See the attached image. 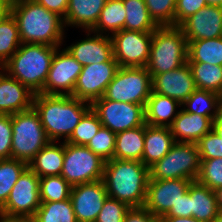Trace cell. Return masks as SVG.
Here are the masks:
<instances>
[{"label":"cell","instance_id":"cell-40","mask_svg":"<svg viewBox=\"0 0 222 222\" xmlns=\"http://www.w3.org/2000/svg\"><path fill=\"white\" fill-rule=\"evenodd\" d=\"M197 181L213 191L222 187V158L200 159Z\"/></svg>","mask_w":222,"mask_h":222},{"label":"cell","instance_id":"cell-9","mask_svg":"<svg viewBox=\"0 0 222 222\" xmlns=\"http://www.w3.org/2000/svg\"><path fill=\"white\" fill-rule=\"evenodd\" d=\"M105 160L87 146L64 142V162L61 176L71 185L102 180Z\"/></svg>","mask_w":222,"mask_h":222},{"label":"cell","instance_id":"cell-19","mask_svg":"<svg viewBox=\"0 0 222 222\" xmlns=\"http://www.w3.org/2000/svg\"><path fill=\"white\" fill-rule=\"evenodd\" d=\"M179 27L187 41L222 37V7L206 5Z\"/></svg>","mask_w":222,"mask_h":222},{"label":"cell","instance_id":"cell-28","mask_svg":"<svg viewBox=\"0 0 222 222\" xmlns=\"http://www.w3.org/2000/svg\"><path fill=\"white\" fill-rule=\"evenodd\" d=\"M182 109L215 120L222 109V96L212 91L196 89L182 104Z\"/></svg>","mask_w":222,"mask_h":222},{"label":"cell","instance_id":"cell-34","mask_svg":"<svg viewBox=\"0 0 222 222\" xmlns=\"http://www.w3.org/2000/svg\"><path fill=\"white\" fill-rule=\"evenodd\" d=\"M21 44L16 20L10 14L0 23V68L18 50Z\"/></svg>","mask_w":222,"mask_h":222},{"label":"cell","instance_id":"cell-15","mask_svg":"<svg viewBox=\"0 0 222 222\" xmlns=\"http://www.w3.org/2000/svg\"><path fill=\"white\" fill-rule=\"evenodd\" d=\"M192 180L149 178L144 207L160 219L166 215L181 196L188 191Z\"/></svg>","mask_w":222,"mask_h":222},{"label":"cell","instance_id":"cell-37","mask_svg":"<svg viewBox=\"0 0 222 222\" xmlns=\"http://www.w3.org/2000/svg\"><path fill=\"white\" fill-rule=\"evenodd\" d=\"M101 126L102 123L97 114L90 108L83 115L79 124L75 127L74 132L66 142L78 146H87Z\"/></svg>","mask_w":222,"mask_h":222},{"label":"cell","instance_id":"cell-8","mask_svg":"<svg viewBox=\"0 0 222 222\" xmlns=\"http://www.w3.org/2000/svg\"><path fill=\"white\" fill-rule=\"evenodd\" d=\"M152 93V76L146 67H119L107 86V100L143 105Z\"/></svg>","mask_w":222,"mask_h":222},{"label":"cell","instance_id":"cell-53","mask_svg":"<svg viewBox=\"0 0 222 222\" xmlns=\"http://www.w3.org/2000/svg\"><path fill=\"white\" fill-rule=\"evenodd\" d=\"M207 5L222 7V0H206Z\"/></svg>","mask_w":222,"mask_h":222},{"label":"cell","instance_id":"cell-27","mask_svg":"<svg viewBox=\"0 0 222 222\" xmlns=\"http://www.w3.org/2000/svg\"><path fill=\"white\" fill-rule=\"evenodd\" d=\"M144 151V125L116 134L113 158L142 162Z\"/></svg>","mask_w":222,"mask_h":222},{"label":"cell","instance_id":"cell-48","mask_svg":"<svg viewBox=\"0 0 222 222\" xmlns=\"http://www.w3.org/2000/svg\"><path fill=\"white\" fill-rule=\"evenodd\" d=\"M0 222H34V219L31 216L10 215L0 211Z\"/></svg>","mask_w":222,"mask_h":222},{"label":"cell","instance_id":"cell-12","mask_svg":"<svg viewBox=\"0 0 222 222\" xmlns=\"http://www.w3.org/2000/svg\"><path fill=\"white\" fill-rule=\"evenodd\" d=\"M83 66L68 51L59 47L52 58L41 94L72 96Z\"/></svg>","mask_w":222,"mask_h":222},{"label":"cell","instance_id":"cell-43","mask_svg":"<svg viewBox=\"0 0 222 222\" xmlns=\"http://www.w3.org/2000/svg\"><path fill=\"white\" fill-rule=\"evenodd\" d=\"M206 5V0H176L175 26H180L187 18Z\"/></svg>","mask_w":222,"mask_h":222},{"label":"cell","instance_id":"cell-45","mask_svg":"<svg viewBox=\"0 0 222 222\" xmlns=\"http://www.w3.org/2000/svg\"><path fill=\"white\" fill-rule=\"evenodd\" d=\"M164 216L192 217L191 211V184L188 191L184 193L176 205Z\"/></svg>","mask_w":222,"mask_h":222},{"label":"cell","instance_id":"cell-26","mask_svg":"<svg viewBox=\"0 0 222 222\" xmlns=\"http://www.w3.org/2000/svg\"><path fill=\"white\" fill-rule=\"evenodd\" d=\"M191 211L203 222H212L219 213L215 192L197 180L191 182Z\"/></svg>","mask_w":222,"mask_h":222},{"label":"cell","instance_id":"cell-51","mask_svg":"<svg viewBox=\"0 0 222 222\" xmlns=\"http://www.w3.org/2000/svg\"><path fill=\"white\" fill-rule=\"evenodd\" d=\"M213 130L222 137V110L219 113V116L213 122Z\"/></svg>","mask_w":222,"mask_h":222},{"label":"cell","instance_id":"cell-10","mask_svg":"<svg viewBox=\"0 0 222 222\" xmlns=\"http://www.w3.org/2000/svg\"><path fill=\"white\" fill-rule=\"evenodd\" d=\"M91 108L97 114L102 126L115 134L145 124L143 105L107 100L103 96L93 101Z\"/></svg>","mask_w":222,"mask_h":222},{"label":"cell","instance_id":"cell-49","mask_svg":"<svg viewBox=\"0 0 222 222\" xmlns=\"http://www.w3.org/2000/svg\"><path fill=\"white\" fill-rule=\"evenodd\" d=\"M159 222H203L194 217H175V216H162Z\"/></svg>","mask_w":222,"mask_h":222},{"label":"cell","instance_id":"cell-20","mask_svg":"<svg viewBox=\"0 0 222 222\" xmlns=\"http://www.w3.org/2000/svg\"><path fill=\"white\" fill-rule=\"evenodd\" d=\"M35 94L0 68V114L12 115L33 108Z\"/></svg>","mask_w":222,"mask_h":222},{"label":"cell","instance_id":"cell-55","mask_svg":"<svg viewBox=\"0 0 222 222\" xmlns=\"http://www.w3.org/2000/svg\"><path fill=\"white\" fill-rule=\"evenodd\" d=\"M11 3L19 2L20 0H9Z\"/></svg>","mask_w":222,"mask_h":222},{"label":"cell","instance_id":"cell-1","mask_svg":"<svg viewBox=\"0 0 222 222\" xmlns=\"http://www.w3.org/2000/svg\"><path fill=\"white\" fill-rule=\"evenodd\" d=\"M11 14L16 20L21 43L65 46L63 19L35 0L12 3Z\"/></svg>","mask_w":222,"mask_h":222},{"label":"cell","instance_id":"cell-47","mask_svg":"<svg viewBox=\"0 0 222 222\" xmlns=\"http://www.w3.org/2000/svg\"><path fill=\"white\" fill-rule=\"evenodd\" d=\"M38 4L43 5L47 10L57 14L63 20L69 5V0H35Z\"/></svg>","mask_w":222,"mask_h":222},{"label":"cell","instance_id":"cell-31","mask_svg":"<svg viewBox=\"0 0 222 222\" xmlns=\"http://www.w3.org/2000/svg\"><path fill=\"white\" fill-rule=\"evenodd\" d=\"M126 9L125 29L153 32L159 26L150 17L144 0H123Z\"/></svg>","mask_w":222,"mask_h":222},{"label":"cell","instance_id":"cell-7","mask_svg":"<svg viewBox=\"0 0 222 222\" xmlns=\"http://www.w3.org/2000/svg\"><path fill=\"white\" fill-rule=\"evenodd\" d=\"M200 155L196 143L175 142L170 151L149 167V178L156 180H197Z\"/></svg>","mask_w":222,"mask_h":222},{"label":"cell","instance_id":"cell-4","mask_svg":"<svg viewBox=\"0 0 222 222\" xmlns=\"http://www.w3.org/2000/svg\"><path fill=\"white\" fill-rule=\"evenodd\" d=\"M58 48L43 44L22 43L1 69L28 87L34 94L41 93L52 58Z\"/></svg>","mask_w":222,"mask_h":222},{"label":"cell","instance_id":"cell-39","mask_svg":"<svg viewBox=\"0 0 222 222\" xmlns=\"http://www.w3.org/2000/svg\"><path fill=\"white\" fill-rule=\"evenodd\" d=\"M116 134L107 127L101 126L98 132L91 138L87 147L99 155L103 160L113 159L115 150Z\"/></svg>","mask_w":222,"mask_h":222},{"label":"cell","instance_id":"cell-2","mask_svg":"<svg viewBox=\"0 0 222 222\" xmlns=\"http://www.w3.org/2000/svg\"><path fill=\"white\" fill-rule=\"evenodd\" d=\"M33 108L50 141H67L91 103L67 95L35 94ZM62 139V140H61Z\"/></svg>","mask_w":222,"mask_h":222},{"label":"cell","instance_id":"cell-11","mask_svg":"<svg viewBox=\"0 0 222 222\" xmlns=\"http://www.w3.org/2000/svg\"><path fill=\"white\" fill-rule=\"evenodd\" d=\"M153 32H140L123 29L110 37L113 44V57L119 67H146L150 57Z\"/></svg>","mask_w":222,"mask_h":222},{"label":"cell","instance_id":"cell-23","mask_svg":"<svg viewBox=\"0 0 222 222\" xmlns=\"http://www.w3.org/2000/svg\"><path fill=\"white\" fill-rule=\"evenodd\" d=\"M175 143L169 127L144 124V151L142 163L148 168L162 159Z\"/></svg>","mask_w":222,"mask_h":222},{"label":"cell","instance_id":"cell-33","mask_svg":"<svg viewBox=\"0 0 222 222\" xmlns=\"http://www.w3.org/2000/svg\"><path fill=\"white\" fill-rule=\"evenodd\" d=\"M33 219L34 222H77L71 199L41 202Z\"/></svg>","mask_w":222,"mask_h":222},{"label":"cell","instance_id":"cell-6","mask_svg":"<svg viewBox=\"0 0 222 222\" xmlns=\"http://www.w3.org/2000/svg\"><path fill=\"white\" fill-rule=\"evenodd\" d=\"M11 124V158L28 164L50 140L34 108L12 114Z\"/></svg>","mask_w":222,"mask_h":222},{"label":"cell","instance_id":"cell-35","mask_svg":"<svg viewBox=\"0 0 222 222\" xmlns=\"http://www.w3.org/2000/svg\"><path fill=\"white\" fill-rule=\"evenodd\" d=\"M27 167V163L13 158L0 160V208L8 200L11 189Z\"/></svg>","mask_w":222,"mask_h":222},{"label":"cell","instance_id":"cell-13","mask_svg":"<svg viewBox=\"0 0 222 222\" xmlns=\"http://www.w3.org/2000/svg\"><path fill=\"white\" fill-rule=\"evenodd\" d=\"M118 68V62L114 57L108 62L83 66L73 90L72 97L89 103L102 98Z\"/></svg>","mask_w":222,"mask_h":222},{"label":"cell","instance_id":"cell-24","mask_svg":"<svg viewBox=\"0 0 222 222\" xmlns=\"http://www.w3.org/2000/svg\"><path fill=\"white\" fill-rule=\"evenodd\" d=\"M181 108L182 105L177 100L152 92L144 107L145 123L169 127Z\"/></svg>","mask_w":222,"mask_h":222},{"label":"cell","instance_id":"cell-32","mask_svg":"<svg viewBox=\"0 0 222 222\" xmlns=\"http://www.w3.org/2000/svg\"><path fill=\"white\" fill-rule=\"evenodd\" d=\"M196 89L208 90L222 96V66L188 62Z\"/></svg>","mask_w":222,"mask_h":222},{"label":"cell","instance_id":"cell-3","mask_svg":"<svg viewBox=\"0 0 222 222\" xmlns=\"http://www.w3.org/2000/svg\"><path fill=\"white\" fill-rule=\"evenodd\" d=\"M102 181L109 197L131 207H143L149 168L142 162L111 159L105 161Z\"/></svg>","mask_w":222,"mask_h":222},{"label":"cell","instance_id":"cell-36","mask_svg":"<svg viewBox=\"0 0 222 222\" xmlns=\"http://www.w3.org/2000/svg\"><path fill=\"white\" fill-rule=\"evenodd\" d=\"M72 186L61 176H46L40 178V201H63L70 199Z\"/></svg>","mask_w":222,"mask_h":222},{"label":"cell","instance_id":"cell-21","mask_svg":"<svg viewBox=\"0 0 222 222\" xmlns=\"http://www.w3.org/2000/svg\"><path fill=\"white\" fill-rule=\"evenodd\" d=\"M213 122L211 117L188 113L181 108L169 129L175 142L197 143L213 129Z\"/></svg>","mask_w":222,"mask_h":222},{"label":"cell","instance_id":"cell-42","mask_svg":"<svg viewBox=\"0 0 222 222\" xmlns=\"http://www.w3.org/2000/svg\"><path fill=\"white\" fill-rule=\"evenodd\" d=\"M200 159L222 158V137L213 129L196 143Z\"/></svg>","mask_w":222,"mask_h":222},{"label":"cell","instance_id":"cell-44","mask_svg":"<svg viewBox=\"0 0 222 222\" xmlns=\"http://www.w3.org/2000/svg\"><path fill=\"white\" fill-rule=\"evenodd\" d=\"M12 124L11 115L0 114V160L11 158Z\"/></svg>","mask_w":222,"mask_h":222},{"label":"cell","instance_id":"cell-18","mask_svg":"<svg viewBox=\"0 0 222 222\" xmlns=\"http://www.w3.org/2000/svg\"><path fill=\"white\" fill-rule=\"evenodd\" d=\"M86 37L66 46L65 49L82 66L108 62L113 57V44L109 35L84 31ZM87 33V34H86Z\"/></svg>","mask_w":222,"mask_h":222},{"label":"cell","instance_id":"cell-5","mask_svg":"<svg viewBox=\"0 0 222 222\" xmlns=\"http://www.w3.org/2000/svg\"><path fill=\"white\" fill-rule=\"evenodd\" d=\"M188 43L179 26H159L153 31L146 68L151 76L178 69L187 62Z\"/></svg>","mask_w":222,"mask_h":222},{"label":"cell","instance_id":"cell-41","mask_svg":"<svg viewBox=\"0 0 222 222\" xmlns=\"http://www.w3.org/2000/svg\"><path fill=\"white\" fill-rule=\"evenodd\" d=\"M130 207L121 201L107 197L95 222H123Z\"/></svg>","mask_w":222,"mask_h":222},{"label":"cell","instance_id":"cell-14","mask_svg":"<svg viewBox=\"0 0 222 222\" xmlns=\"http://www.w3.org/2000/svg\"><path fill=\"white\" fill-rule=\"evenodd\" d=\"M40 177L27 167L11 189L6 203L0 211L10 215H26L33 217L41 205Z\"/></svg>","mask_w":222,"mask_h":222},{"label":"cell","instance_id":"cell-16","mask_svg":"<svg viewBox=\"0 0 222 222\" xmlns=\"http://www.w3.org/2000/svg\"><path fill=\"white\" fill-rule=\"evenodd\" d=\"M107 197L102 180L72 186L70 199L77 222H95Z\"/></svg>","mask_w":222,"mask_h":222},{"label":"cell","instance_id":"cell-38","mask_svg":"<svg viewBox=\"0 0 222 222\" xmlns=\"http://www.w3.org/2000/svg\"><path fill=\"white\" fill-rule=\"evenodd\" d=\"M150 17L158 26H175L176 0H144Z\"/></svg>","mask_w":222,"mask_h":222},{"label":"cell","instance_id":"cell-25","mask_svg":"<svg viewBox=\"0 0 222 222\" xmlns=\"http://www.w3.org/2000/svg\"><path fill=\"white\" fill-rule=\"evenodd\" d=\"M64 162V142L50 141L28 163V167L40 178L59 176Z\"/></svg>","mask_w":222,"mask_h":222},{"label":"cell","instance_id":"cell-54","mask_svg":"<svg viewBox=\"0 0 222 222\" xmlns=\"http://www.w3.org/2000/svg\"><path fill=\"white\" fill-rule=\"evenodd\" d=\"M212 222H222V211H219L217 217Z\"/></svg>","mask_w":222,"mask_h":222},{"label":"cell","instance_id":"cell-46","mask_svg":"<svg viewBox=\"0 0 222 222\" xmlns=\"http://www.w3.org/2000/svg\"><path fill=\"white\" fill-rule=\"evenodd\" d=\"M123 222H159L144 206L131 207L125 214Z\"/></svg>","mask_w":222,"mask_h":222},{"label":"cell","instance_id":"cell-52","mask_svg":"<svg viewBox=\"0 0 222 222\" xmlns=\"http://www.w3.org/2000/svg\"><path fill=\"white\" fill-rule=\"evenodd\" d=\"M214 192L216 195L217 207L219 211H222V187L217 188Z\"/></svg>","mask_w":222,"mask_h":222},{"label":"cell","instance_id":"cell-29","mask_svg":"<svg viewBox=\"0 0 222 222\" xmlns=\"http://www.w3.org/2000/svg\"><path fill=\"white\" fill-rule=\"evenodd\" d=\"M125 19L126 9L123 0H107L91 31L111 36L113 33L125 29Z\"/></svg>","mask_w":222,"mask_h":222},{"label":"cell","instance_id":"cell-22","mask_svg":"<svg viewBox=\"0 0 222 222\" xmlns=\"http://www.w3.org/2000/svg\"><path fill=\"white\" fill-rule=\"evenodd\" d=\"M107 0H69L66 16L63 20L67 27L92 30L96 25Z\"/></svg>","mask_w":222,"mask_h":222},{"label":"cell","instance_id":"cell-50","mask_svg":"<svg viewBox=\"0 0 222 222\" xmlns=\"http://www.w3.org/2000/svg\"><path fill=\"white\" fill-rule=\"evenodd\" d=\"M11 6L9 0H0V23L11 14Z\"/></svg>","mask_w":222,"mask_h":222},{"label":"cell","instance_id":"cell-17","mask_svg":"<svg viewBox=\"0 0 222 222\" xmlns=\"http://www.w3.org/2000/svg\"><path fill=\"white\" fill-rule=\"evenodd\" d=\"M195 90L196 86L188 62L178 69L152 76V92L173 98L181 105Z\"/></svg>","mask_w":222,"mask_h":222},{"label":"cell","instance_id":"cell-30","mask_svg":"<svg viewBox=\"0 0 222 222\" xmlns=\"http://www.w3.org/2000/svg\"><path fill=\"white\" fill-rule=\"evenodd\" d=\"M187 62L222 66V37L187 41Z\"/></svg>","mask_w":222,"mask_h":222}]
</instances>
